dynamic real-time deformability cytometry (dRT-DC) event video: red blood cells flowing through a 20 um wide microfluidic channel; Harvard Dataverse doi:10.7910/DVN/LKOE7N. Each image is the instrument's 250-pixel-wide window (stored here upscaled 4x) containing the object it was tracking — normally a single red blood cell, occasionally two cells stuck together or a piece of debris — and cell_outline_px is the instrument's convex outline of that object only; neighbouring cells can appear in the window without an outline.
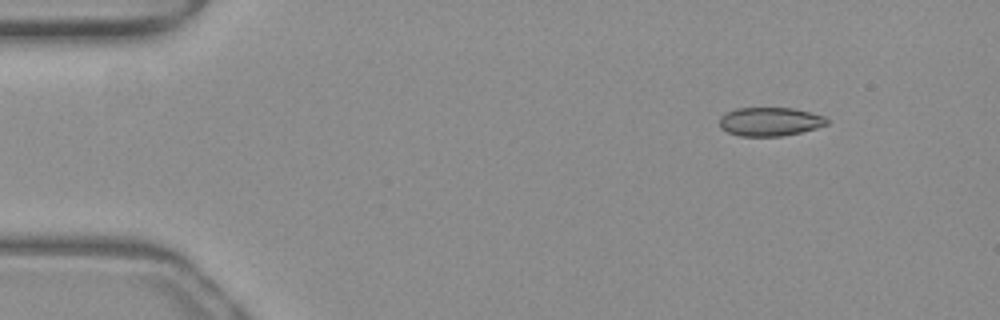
{"species": "common noctule bat (a hibernating species)", "species_latin": "Nyctalus noctula", "temperature_condition": "warm", "stored_images_in_passage": 37, "camera_frame_rate_fps": 3000, "um_per_image_px": 0.085, "animal": {"sex": "female", "body_mass_g": 19.3, "forearm_length_mm": 54.1}, "frame": {"image": 1, "passage_image": 1, "time_ms": 0.0, "image_size_px": [1000, 320], "cell_outline_px": [[828, 124], [816, 128], [800, 132], [780, 136], [740, 136], [728, 132], [720, 128], [720, 116], [736, 108], [792, 108], [824, 116], [828, 120]], "centroid_in_image_um": [65.43, 10.34], "position_along_channel_um": 19.6, "area_um2": 17.8}}
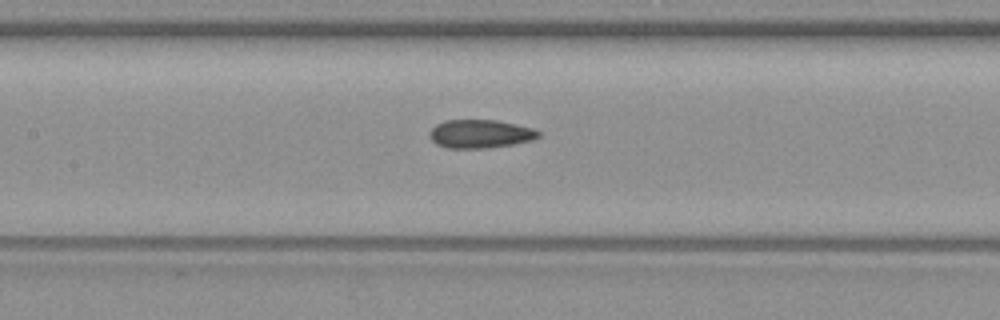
{"frame": {"image": 2, "passage_image": 19, "time_ms": 6.0, "image_size_px": [1000, 320], "cell_outline_px": [[540, 136], [532, 140], [512, 144], [488, 148], [444, 148], [436, 144], [428, 136], [428, 132], [436, 124], [444, 120], [496, 120], [516, 124], [532, 128], [540, 132]], "centroid_in_image_um": [40.78, 11.38], "position_along_channel_um": 166.6, "area_um2": 18.15}}
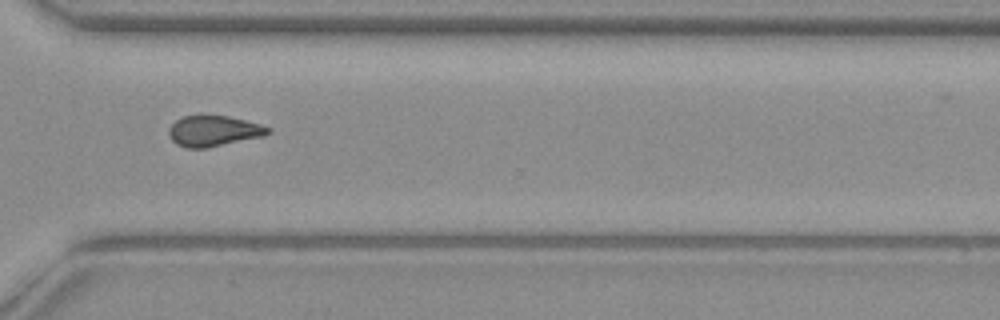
{"frame": {"image": 3, "passage_image": 33, "time_ms": 10.667, "image_size_px": [1000, 320], "cell_outline_px": [[272, 132], [264, 136], [208, 148], [184, 148], [176, 144], [172, 140], [168, 132], [168, 128], [176, 120], [184, 116], [200, 112], [228, 116], [260, 124], [272, 128]], "centroid_in_image_um": [18.14, 11.1], "position_along_channel_um": 352.5, "area_um2": 18.44}}